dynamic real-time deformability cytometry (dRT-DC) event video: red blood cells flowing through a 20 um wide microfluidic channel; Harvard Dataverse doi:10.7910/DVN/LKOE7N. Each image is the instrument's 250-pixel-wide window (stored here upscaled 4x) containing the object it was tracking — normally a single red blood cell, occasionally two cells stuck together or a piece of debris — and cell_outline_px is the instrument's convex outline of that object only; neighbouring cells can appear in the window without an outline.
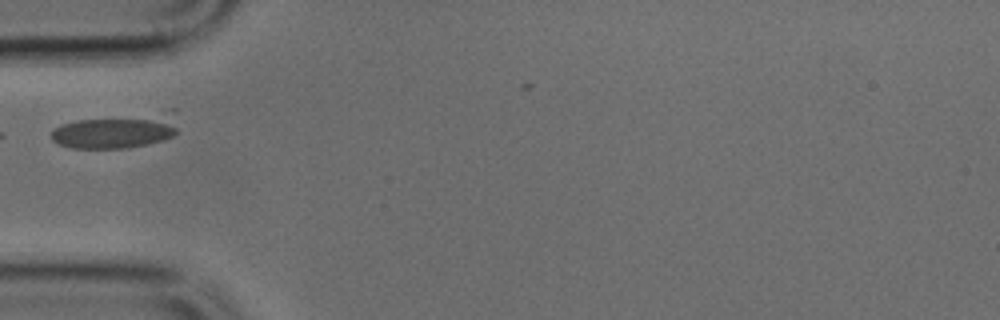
{"species": "common noctule bat (a hibernating species)", "species_latin": "Nyctalus noctula", "temperature_condition": "cold", "stored_images_in_passage": 15, "camera_frame_rate_fps": 3000, "um_per_image_px": 0.085, "animal": {"sex": "male", "body_mass_g": 17.9, "forearm_length_mm": 54.2}, "frame": {"image": 1, "passage_image": 1, "time_ms": 0.0, "image_size_px": [1000, 320], "cell_outline_px": [[176, 132], [172, 136], [164, 140], [148, 144], [128, 148], [72, 148], [60, 144], [52, 140], [52, 132], [60, 124], [76, 120], [160, 108], [176, 108]], "centroid_in_image_um": [10.05, 11.04], "position_along_channel_um": 74.9, "area_um2": 26.93}}